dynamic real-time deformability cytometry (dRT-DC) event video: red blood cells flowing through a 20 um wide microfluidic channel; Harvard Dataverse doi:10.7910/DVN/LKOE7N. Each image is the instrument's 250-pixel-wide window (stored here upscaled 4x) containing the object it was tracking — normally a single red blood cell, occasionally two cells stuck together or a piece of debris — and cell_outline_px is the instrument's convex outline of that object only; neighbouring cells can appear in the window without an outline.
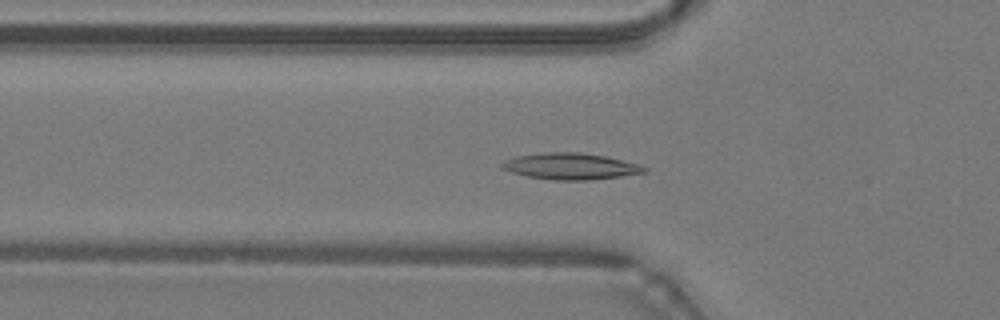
{"species": "common noctule bat (a hibernating species)", "species_latin": "Nyctalus noctula", "temperature_condition": "warm", "stored_images_in_passage": 49, "camera_frame_rate_fps": 3000, "um_per_image_px": 0.085, "animal": {"sex": "male", "body_mass_g": 19.2, "forearm_length_mm": 51.8}, "frame": {"image": 1, "passage_image": 17, "time_ms": 5.333, "image_size_px": [1000, 320], "cell_outline_px": [[648, 172], [620, 176], [588, 180], [556, 180], [528, 176], [512, 172], [500, 168], [500, 164], [504, 160], [516, 156], [548, 152], [580, 152], [604, 156], [636, 164], [648, 168]], "centroid_in_image_um": [48.46, 14.13], "position_along_channel_um": 77.3, "area_um2": 21.62}}
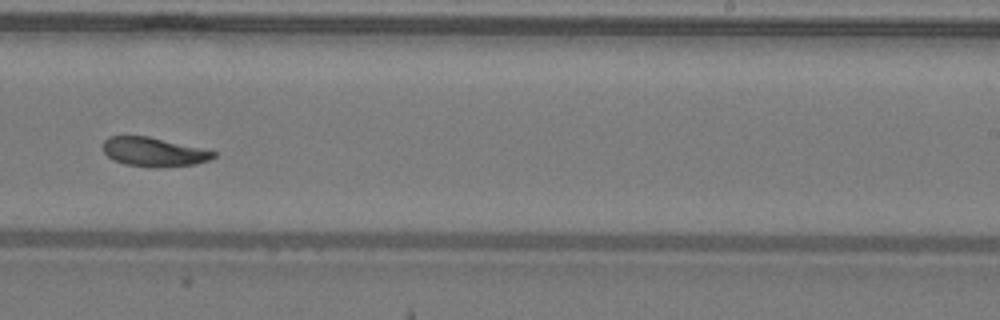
{"frame": {"image": 2, "passage_image": 31, "time_ms": 10.0, "image_size_px": [1000, 320], "cell_outline_px": [[216, 156], [208, 160], [196, 164], [152, 168], [124, 164], [112, 160], [104, 152], [104, 140], [108, 136], [148, 136], [200, 148], [216, 152]], "centroid_in_image_um": [13.04, 12.92], "position_along_channel_um": 276.0, "area_um2": 18.61}}
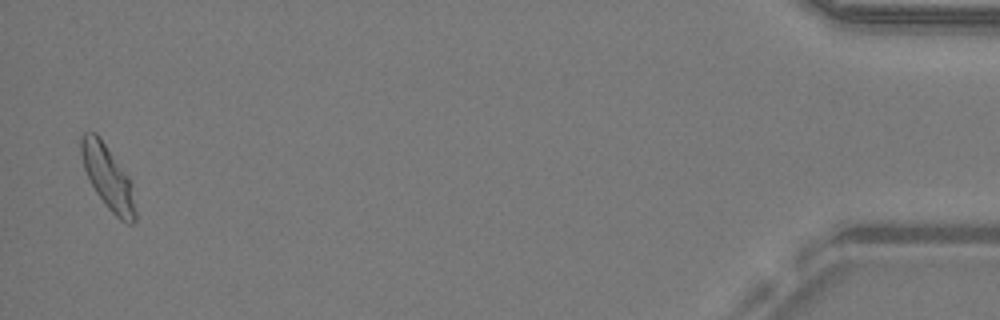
{"frame": {"image": 3, "passage_image": 48, "time_ms": 15.667, "image_size_px": [1000, 320], "cell_outline_px": [[136, 220], [132, 224], [128, 224], [120, 220], [108, 208], [96, 192], [84, 168], [80, 152], [80, 136], [84, 132], [96, 132], [100, 136], [128, 176], [132, 184], [136, 212]], "centroid_in_image_um": [9.18, 15.06], "position_along_channel_um": 426.0, "area_um2": 20.17}, "authors_computed_cell_mechanics": {"area_um2": 19.7676, "velocity_mm_per_s": 4.2465, "shape_relaxation_time_tau1_ms": 4.646, "shape_relaxation_time_tau2_ms": 7.29, "deformation_change_tau1": 0.1407, "deformation_change_tau2": 0.1498}}